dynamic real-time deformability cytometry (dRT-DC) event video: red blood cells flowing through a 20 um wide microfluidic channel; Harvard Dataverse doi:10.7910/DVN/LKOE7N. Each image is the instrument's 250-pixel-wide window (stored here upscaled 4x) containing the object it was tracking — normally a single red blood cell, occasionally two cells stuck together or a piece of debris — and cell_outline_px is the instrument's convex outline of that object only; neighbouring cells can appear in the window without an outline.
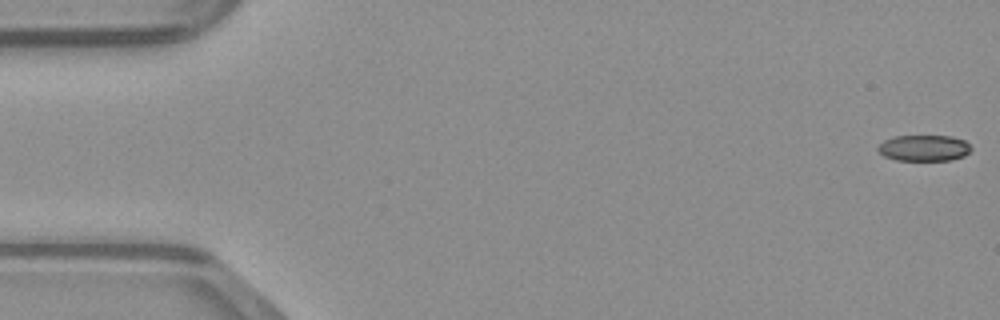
{"species": "common noctule bat (a hibernating species)", "species_latin": "Nyctalus noctula", "temperature_condition": "warm", "stored_images_in_passage": 47, "camera_frame_rate_fps": 3000, "um_per_image_px": 0.085, "animal": {"sex": "male", "body_mass_g": 23.1, "forearm_length_mm": 52.7}, "frame": {"image": 1, "passage_image": 1, "time_ms": 0.0, "image_size_px": [1000, 320], "cell_outline_px": [[972, 148], [964, 156], [952, 160], [896, 160], [884, 156], [876, 148], [884, 140], [896, 136], [952, 136], [964, 140]], "centroid_in_image_um": [78.54, 12.58], "position_along_channel_um": 6.5, "area_um2": 14.1}}
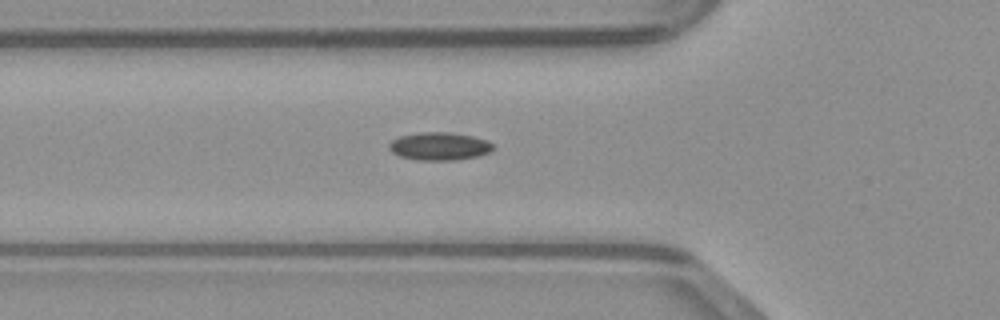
{"frame": {"image": 2, "passage_image": 17, "time_ms": 5.333, "image_size_px": [1000, 320], "cell_outline_px": [[492, 148], [488, 152], [476, 156], [452, 160], [416, 160], [400, 156], [392, 152], [388, 148], [388, 144], [392, 140], [400, 136], [420, 132], [452, 132], [472, 136], [488, 140], [492, 144]], "centroid_in_image_um": [37.3, 12.42], "position_along_channel_um": 88.5, "area_um2": 16.82}}
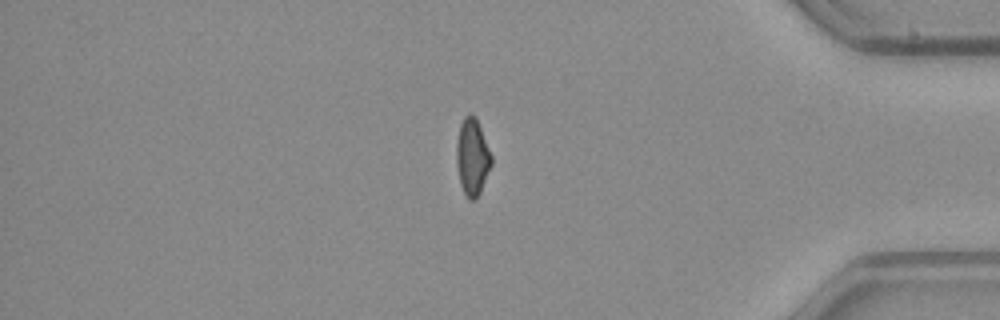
{"frame": {"image": 3, "passage_image": 41, "time_ms": 13.333, "image_size_px": [1000, 320], "cell_outline_px": [[492, 164], [480, 192], [476, 200], [468, 200], [460, 184], [456, 164], [456, 140], [460, 124], [464, 116], [468, 112], [472, 112], [476, 116], [492, 156]], "centroid_in_image_um": [40.13, 13.31], "position_along_channel_um": 395.1, "area_um2": 15.95}}